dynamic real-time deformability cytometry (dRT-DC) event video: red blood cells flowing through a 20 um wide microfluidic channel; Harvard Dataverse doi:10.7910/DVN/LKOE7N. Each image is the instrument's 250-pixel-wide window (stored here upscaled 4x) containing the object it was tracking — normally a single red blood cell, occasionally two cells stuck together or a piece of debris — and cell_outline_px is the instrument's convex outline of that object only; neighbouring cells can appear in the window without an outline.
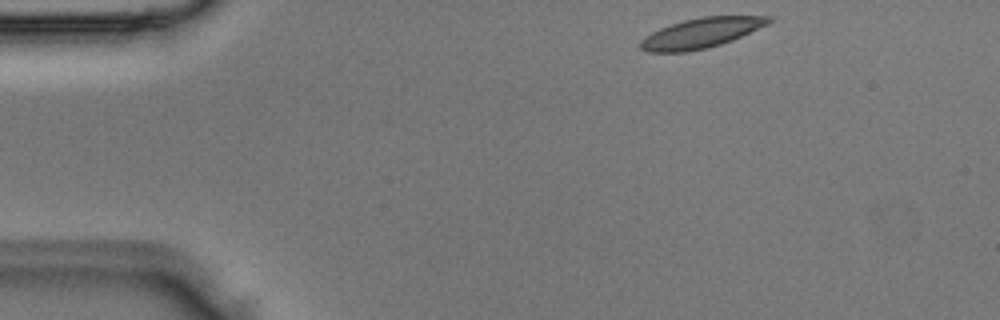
{"species": "Egyptian fruit bat (a non-hibernating species)", "species_latin": "Rousettus aegyptiacus", "temperature_condition": "room temperature", "stored_images_in_passage": 2, "camera_frame_rate_fps": 3000, "um_per_image_px": 0.085, "animal": {"sex": "male"}, "frame": {"image": 1, "passage_image": 1, "time_ms": 0.0, "image_size_px": [1000, 320], "cell_outline_px": [[776, 20], [768, 24], [732, 40], [708, 48], [684, 52], [648, 52], [640, 48], [640, 40], [652, 32], [660, 28], [684, 20], [700, 16], [772, 16]], "centroid_in_image_um": [59.62, 2.8], "position_along_channel_um": 25.4, "area_um2": 22.37}}